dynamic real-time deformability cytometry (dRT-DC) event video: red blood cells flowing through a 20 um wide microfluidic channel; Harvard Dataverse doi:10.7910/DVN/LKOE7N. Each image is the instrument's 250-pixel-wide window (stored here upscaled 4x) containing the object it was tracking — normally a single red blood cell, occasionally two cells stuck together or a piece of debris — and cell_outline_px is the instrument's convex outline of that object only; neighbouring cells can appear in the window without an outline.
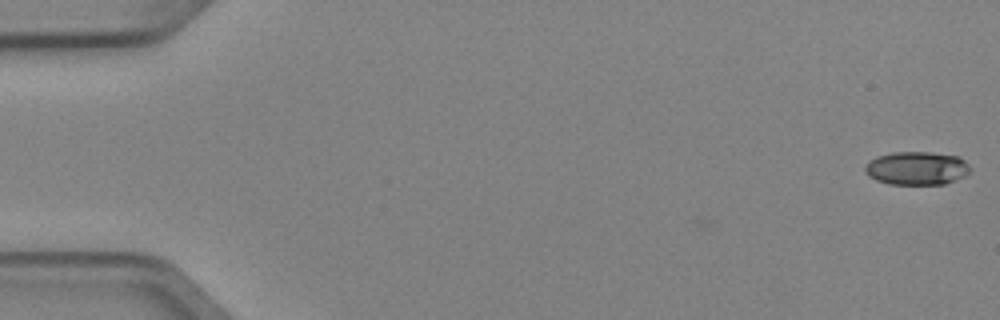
{"species": "Egyptian fruit bat (a non-hibernating species)", "species_latin": "Rousettus aegyptiacus", "temperature_condition": "cold", "stored_images_in_passage": 3, "camera_frame_rate_fps": 3000, "um_per_image_px": 0.085, "animal": {"sex": "female"}, "frame": {"image": 1, "passage_image": 1, "time_ms": 0.0, "image_size_px": [1000, 320], "cell_outline_px": [[968, 172], [964, 176], [944, 184], [888, 184], [876, 180], [868, 176], [864, 172], [864, 164], [868, 160], [876, 156], [892, 152], [932, 152], [960, 156], [968, 164]], "centroid_in_image_um": [77.86, 14.29], "position_along_channel_um": 7.1, "area_um2": 20.63}}